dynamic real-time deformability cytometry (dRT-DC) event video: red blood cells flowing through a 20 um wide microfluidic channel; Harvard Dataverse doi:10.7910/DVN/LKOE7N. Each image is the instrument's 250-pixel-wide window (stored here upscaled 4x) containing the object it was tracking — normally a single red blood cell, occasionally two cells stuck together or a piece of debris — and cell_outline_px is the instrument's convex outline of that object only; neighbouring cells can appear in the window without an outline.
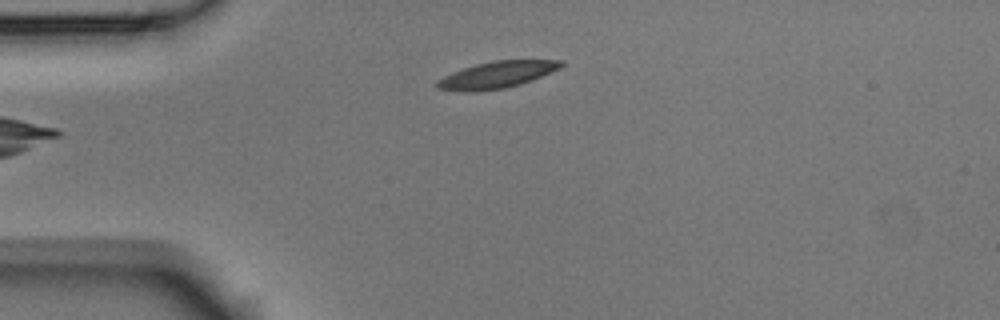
{"species": "Egyptian fruit bat (a non-hibernating species)", "species_latin": "Rousettus aegyptiacus", "temperature_condition": "room temperature", "stored_images_in_passage": 2, "camera_frame_rate_fps": 3000, "um_per_image_px": 0.085, "animal": {"sex": "male"}, "frame": {"image": 1, "passage_image": 2, "time_ms": 0.333, "image_size_px": [1000, 320], "cell_outline_px": [[564, 64], [560, 68], [532, 80], [520, 84], [504, 88], [436, 88], [436, 80], [452, 72], [476, 64], [492, 60], [564, 60]], "centroid_in_image_um": [42.36, 6.28], "position_along_channel_um": 42.6, "area_um2": 18.21}}